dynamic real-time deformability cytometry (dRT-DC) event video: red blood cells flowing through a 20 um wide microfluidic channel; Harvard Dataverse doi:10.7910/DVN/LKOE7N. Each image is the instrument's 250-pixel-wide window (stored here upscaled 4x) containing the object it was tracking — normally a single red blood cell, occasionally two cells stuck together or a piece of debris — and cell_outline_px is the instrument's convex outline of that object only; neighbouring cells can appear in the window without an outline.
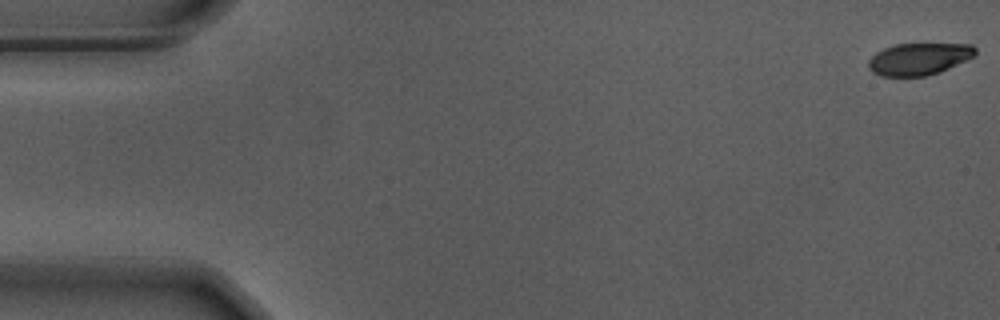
{"species": "Egyptian fruit bat (a non-hibernating species)", "species_latin": "Rousettus aegyptiacus", "temperature_condition": "warm", "stored_images_in_passage": 52, "camera_frame_rate_fps": 3000, "um_per_image_px": 0.085, "animal": {"sex": "male"}, "frame": {"image": 1, "passage_image": 1, "time_ms": 0.0, "image_size_px": [1000, 320], "cell_outline_px": [[976, 52], [972, 56], [948, 68], [924, 76], [880, 76], [872, 72], [868, 68], [868, 60], [876, 52], [884, 48], [896, 44], [972, 44], [976, 48]], "centroid_in_image_um": [78.05, 5.0], "position_along_channel_um": 7.0, "area_um2": 19.65}}
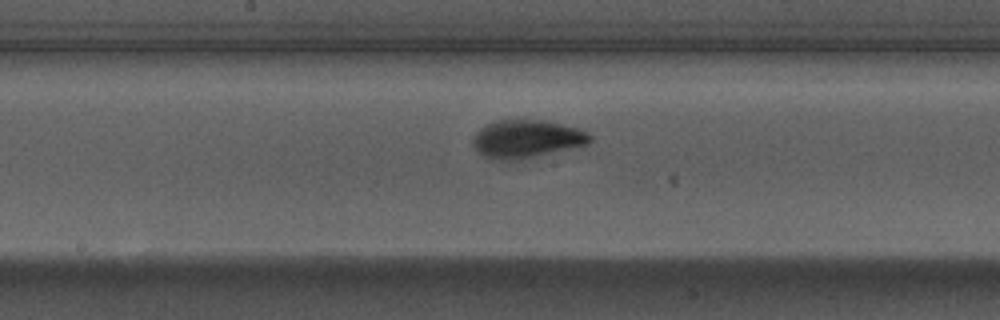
{"frame": {"image": 2, "passage_image": 29, "time_ms": 9.333, "image_size_px": [1000, 320], "cell_outline_px": [[592, 140], [588, 144], [520, 160], [492, 160], [484, 156], [476, 148], [472, 140], [476, 132], [480, 128], [488, 124], [500, 120], [544, 120], [576, 128], [588, 132], [592, 136]], "centroid_in_image_um": [44.77, 11.82], "position_along_channel_um": 203.4, "area_um2": 25.72}}
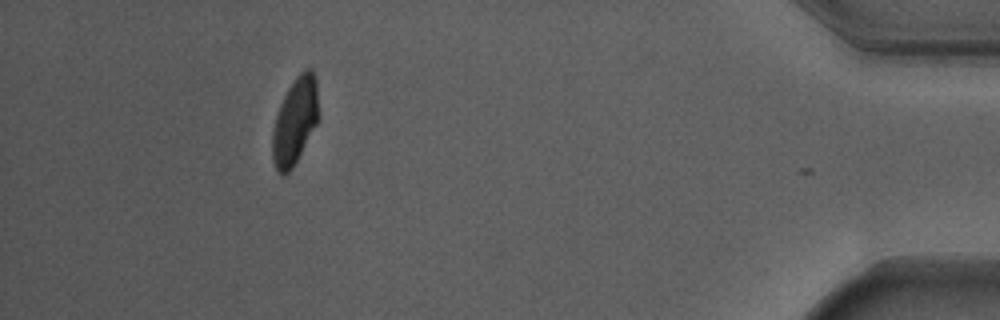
{"frame": {"image": 3, "passage_image": 51, "time_ms": 16.667, "image_size_px": [1000, 320], "cell_outline_px": [[316, 124], [292, 168], [288, 172], [280, 176], [276, 172], [272, 160], [272, 132], [276, 116], [280, 104], [288, 88], [296, 76], [300, 72], [308, 68], [312, 68], [316, 80]], "centroid_in_image_um": [25.02, 10.32], "position_along_channel_um": 410.2, "area_um2": 22.77}}